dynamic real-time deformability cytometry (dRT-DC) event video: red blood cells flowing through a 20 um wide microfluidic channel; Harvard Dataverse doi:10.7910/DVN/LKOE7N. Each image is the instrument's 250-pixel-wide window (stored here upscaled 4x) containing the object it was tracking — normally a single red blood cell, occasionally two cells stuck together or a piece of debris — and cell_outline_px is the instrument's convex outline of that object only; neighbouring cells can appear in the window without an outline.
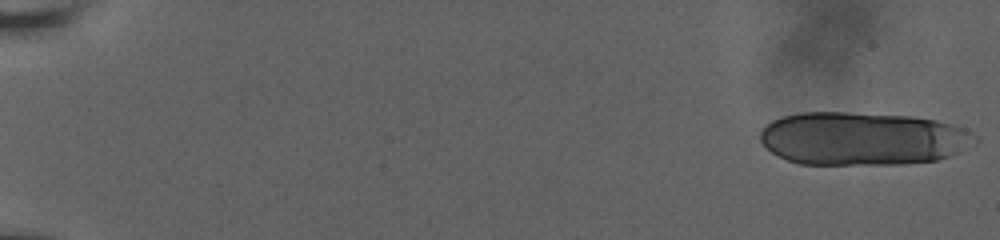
{"species": "human", "species_latin": "Homo sapiens", "temperature_condition": "room temperature", "stored_images_in_passage": 33, "camera_frame_rate_fps": 3000, "um_per_image_px": 0.085, "donor": {"sex": "male"}, "frame": {"image": 1, "passage_image": 1, "time_ms": 0.0, "image_size_px": [1000, 240], "cell_outline_px": [[980, 140], [976, 144], [948, 156], [936, 160], [900, 164], [800, 164], [788, 160], [772, 152], [760, 140], [760, 132], [772, 120], [784, 116], [800, 112], [844, 112], [912, 116], [936, 120], [964, 128], [976, 136]], "centroid_in_image_um": [73.34, 11.78], "position_along_channel_um": 11.7, "area_um2": 66.59}}